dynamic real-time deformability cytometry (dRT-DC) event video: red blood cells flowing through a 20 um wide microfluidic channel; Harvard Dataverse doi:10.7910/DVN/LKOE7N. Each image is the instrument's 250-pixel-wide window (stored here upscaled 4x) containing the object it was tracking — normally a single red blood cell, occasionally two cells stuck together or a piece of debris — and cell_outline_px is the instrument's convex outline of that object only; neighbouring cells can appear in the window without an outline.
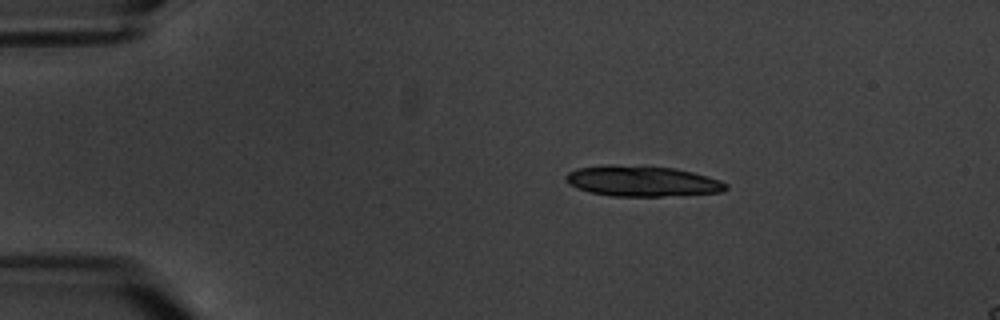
{"species": "common noctule bat (a hibernating species)", "species_latin": "Nyctalus noctula", "temperature_condition": "warm", "stored_images_in_passage": 13, "segment_of_instrument_passage": [1, 2], "camera_frame_rate_fps": 3000, "um_per_image_px": 0.085, "animal": {"sex": "male", "body_mass_g": 20.1, "forearm_length_mm": 53.5}, "frame": {"image": 1, "passage_image": 3, "time_ms": 2.333, "image_size_px": [1000, 320], "cell_outline_px": [[728, 188], [724, 192], [660, 196], [612, 196], [588, 192], [576, 188], [568, 184], [564, 180], [564, 176], [568, 172], [576, 168], [604, 164], [612, 164], [676, 168], [708, 176], [720, 180], [728, 184]], "centroid_in_image_um": [54.53, 15.39], "position_along_channel_um": 30.5, "area_um2": 28.9}}